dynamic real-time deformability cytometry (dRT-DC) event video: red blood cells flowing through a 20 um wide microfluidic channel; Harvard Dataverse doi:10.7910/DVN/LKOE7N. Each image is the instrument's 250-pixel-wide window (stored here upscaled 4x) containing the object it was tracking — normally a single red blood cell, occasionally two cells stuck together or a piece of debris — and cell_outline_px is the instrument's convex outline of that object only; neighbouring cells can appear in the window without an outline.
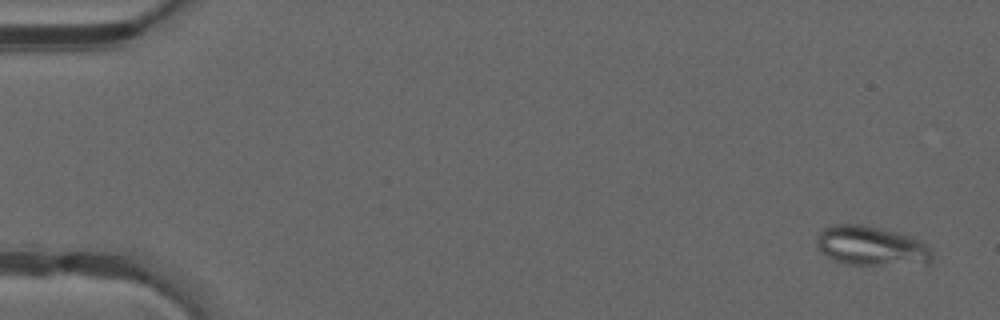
{"species": "common noctule bat (a hibernating species)", "species_latin": "Nyctalus noctula", "temperature_condition": "warm", "stored_images_in_passage": 50, "camera_frame_rate_fps": 3000, "um_per_image_px": 0.085, "animal": {"sex": "male", "forearm_length_mm": 52.5}, "frame": {"image": 1, "passage_image": 3, "time_ms": 0.667, "image_size_px": [1000, 320], "cell_outline_px": [[932, 260], [928, 264], [848, 264], [832, 260], [820, 252], [816, 244], [816, 240], [820, 232], [824, 228], [832, 224], [860, 224], [896, 232], [912, 236], [920, 240], [932, 252]], "centroid_in_image_um": [74.03, 20.9], "position_along_channel_um": 11.0, "area_um2": 26.53}}
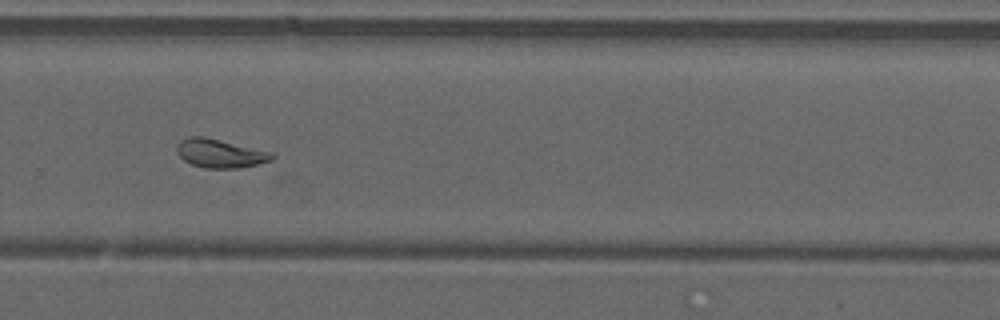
{"frame": {"image": 2, "passage_image": 35, "time_ms": 11.333, "image_size_px": [1000, 320], "cell_outline_px": [[276, 156], [272, 160], [260, 164], [240, 168], [204, 168], [192, 164], [184, 160], [176, 152], [176, 148], [180, 140], [188, 136], [204, 136], [276, 152]], "centroid_in_image_um": [18.77, 13.03], "position_along_channel_um": 311.0, "area_um2": 16.3}}
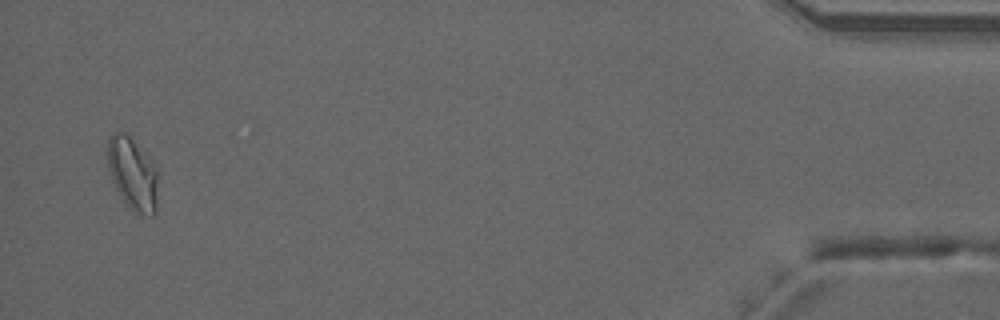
{"frame": {"image": 3, "passage_image": 49, "time_ms": 16.0, "image_size_px": [1000, 320], "cell_outline_px": [[156, 212], [152, 216], [136, 212], [120, 196], [112, 180], [108, 168], [108, 136], [112, 132], [124, 132], [156, 164]], "centroid_in_image_um": [11.26, 14.74], "position_along_channel_um": 423.9, "area_um2": 20.87}, "authors_computed_cell_mechanics": {"area_um2": 18.6694, "velocity_mm_per_s": 4.1675, "shape_relaxation_time_tau1_ms": null, "shape_relaxation_time_tau2_ms": 1.8054, "deformation_change_tau1": null, "deformation_change_tau2": 0.0729}}